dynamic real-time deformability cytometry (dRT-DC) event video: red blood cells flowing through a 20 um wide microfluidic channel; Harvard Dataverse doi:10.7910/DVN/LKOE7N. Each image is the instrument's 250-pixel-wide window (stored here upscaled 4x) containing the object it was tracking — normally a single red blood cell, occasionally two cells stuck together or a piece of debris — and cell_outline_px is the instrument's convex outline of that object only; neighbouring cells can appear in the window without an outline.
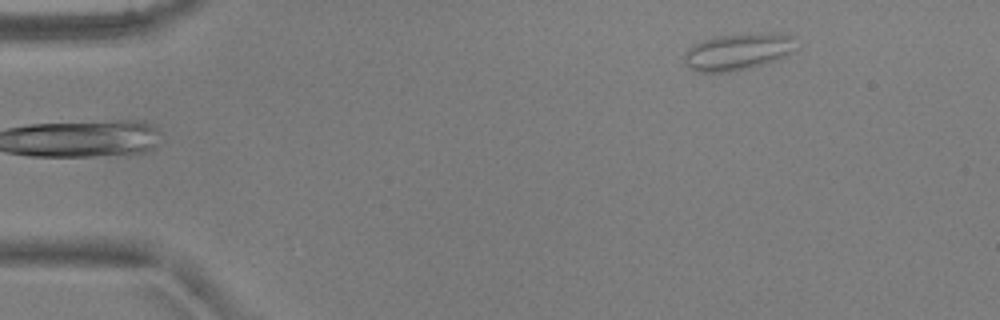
{"species": "common noctule bat (a hibernating species)", "species_latin": "Nyctalus noctula", "temperature_condition": "warm", "stored_images_in_passage": 5, "camera_frame_rate_fps": 3000, "um_per_image_px": 0.085, "animal": {"sex": "male", "body_mass_g": 17.9, "forearm_length_mm": 54.2}, "frame": {"image": 1, "passage_image": 5, "time_ms": 1.333, "image_size_px": [1000, 320], "cell_outline_px": [[800, 48], [784, 56], [748, 68], [724, 72], [700, 72], [688, 68], [684, 64], [684, 52], [692, 44], [716, 36], [792, 36]], "centroid_in_image_um": [62.62, 4.45], "position_along_channel_um": 22.4, "area_um2": 22.83}}